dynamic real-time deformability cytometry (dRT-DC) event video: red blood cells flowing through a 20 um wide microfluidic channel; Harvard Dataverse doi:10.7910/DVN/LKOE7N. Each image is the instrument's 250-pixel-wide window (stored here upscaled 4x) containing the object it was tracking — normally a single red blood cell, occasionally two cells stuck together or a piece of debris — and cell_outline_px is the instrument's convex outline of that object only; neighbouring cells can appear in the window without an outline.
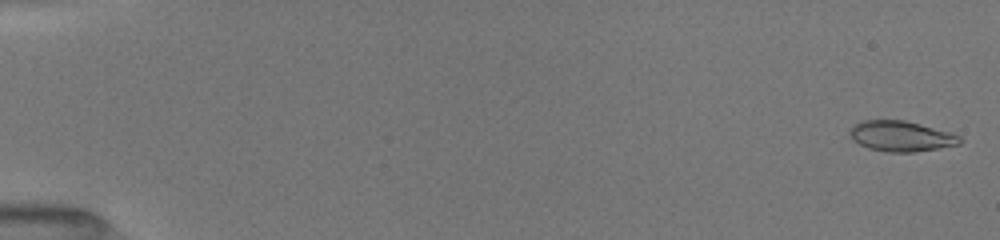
{"species": "common noctule bat (a hibernating species)", "species_latin": "Nyctalus noctula", "temperature_condition": "room temperature", "stored_images_in_passage": 43, "camera_frame_rate_fps": 3000, "um_per_image_px": 0.085, "animal": {"sex": "female", "body_mass_g": 19.5, "forearm_length_mm": 54.1}, "frame": {"image": 1, "passage_image": 2, "time_ms": 0.333, "image_size_px": [1000, 240], "cell_outline_px": [[964, 140], [960, 144], [912, 152], [888, 152], [868, 148], [852, 140], [848, 136], [848, 132], [856, 124], [864, 120], [904, 120], [952, 132], [960, 136]], "centroid_in_image_um": [76.6, 11.57], "position_along_channel_um": 8.4, "area_um2": 19.54}}
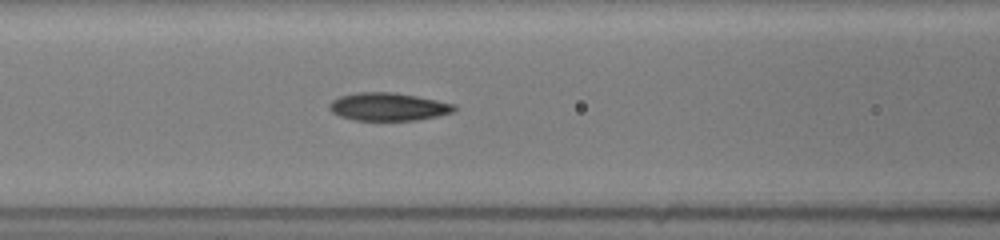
{"frame": {"image": 2, "passage_image": 20, "time_ms": 7.667, "image_size_px": [1000, 240], "cell_outline_px": [[456, 108], [452, 112], [436, 116], [416, 120], [356, 120], [340, 116], [332, 112], [328, 108], [328, 104], [332, 100], [340, 96], [360, 92], [396, 92], [456, 104]], "centroid_in_image_um": [32.98, 9.06], "position_along_channel_um": 133.6, "area_um2": 20.23}}
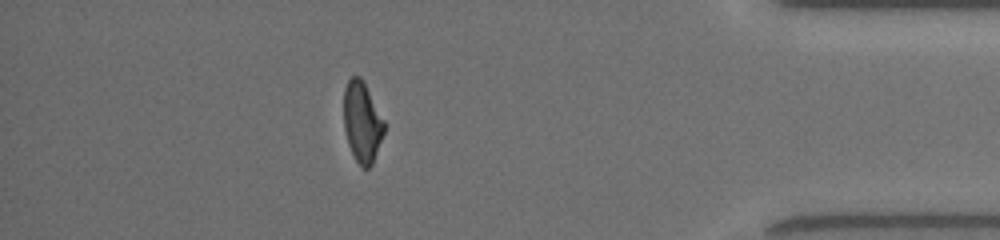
{"frame": {"image": 3, "passage_image": 38, "time_ms": 15.333, "image_size_px": [1000, 240], "cell_outline_px": [[384, 132], [372, 164], [368, 168], [360, 168], [348, 144], [344, 128], [344, 88], [348, 80], [352, 76], [360, 76], [364, 80], [384, 120]], "centroid_in_image_um": [30.77, 10.35], "position_along_channel_um": 404.4, "area_um2": 19.02}, "authors_computed_cell_mechanics": {"area_um2": 19.7676, "velocity_mm_per_s": 4.0108, "shape_relaxation_time_tau1_ms": 4.1116, "shape_relaxation_time_tau2_ms": 2.4339, "deformation_change_tau1": 0.1536, "deformation_change_tau2": 0.094}}